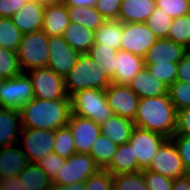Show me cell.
Segmentation results:
<instances>
[{
  "instance_id": "6da1fadb",
  "label": "cell",
  "mask_w": 190,
  "mask_h": 190,
  "mask_svg": "<svg viewBox=\"0 0 190 190\" xmlns=\"http://www.w3.org/2000/svg\"><path fill=\"white\" fill-rule=\"evenodd\" d=\"M177 111L169 95L139 99L134 124L167 138L175 134Z\"/></svg>"
},
{
  "instance_id": "7a4b0ae2",
  "label": "cell",
  "mask_w": 190,
  "mask_h": 190,
  "mask_svg": "<svg viewBox=\"0 0 190 190\" xmlns=\"http://www.w3.org/2000/svg\"><path fill=\"white\" fill-rule=\"evenodd\" d=\"M22 128L55 131L67 126L71 114L70 99L43 100L33 98L21 109Z\"/></svg>"
},
{
  "instance_id": "3957f363",
  "label": "cell",
  "mask_w": 190,
  "mask_h": 190,
  "mask_svg": "<svg viewBox=\"0 0 190 190\" xmlns=\"http://www.w3.org/2000/svg\"><path fill=\"white\" fill-rule=\"evenodd\" d=\"M111 83L107 73L89 54H80L75 66L64 76L65 90L69 97L84 89L105 90Z\"/></svg>"
},
{
  "instance_id": "277c9868",
  "label": "cell",
  "mask_w": 190,
  "mask_h": 190,
  "mask_svg": "<svg viewBox=\"0 0 190 190\" xmlns=\"http://www.w3.org/2000/svg\"><path fill=\"white\" fill-rule=\"evenodd\" d=\"M71 113L92 119L98 125L104 123L113 113L107 103L105 90L84 89L70 96Z\"/></svg>"
},
{
  "instance_id": "5b68a950",
  "label": "cell",
  "mask_w": 190,
  "mask_h": 190,
  "mask_svg": "<svg viewBox=\"0 0 190 190\" xmlns=\"http://www.w3.org/2000/svg\"><path fill=\"white\" fill-rule=\"evenodd\" d=\"M48 42L49 37L42 30L23 34L16 51L23 73L47 67L49 61Z\"/></svg>"
},
{
  "instance_id": "8992f818",
  "label": "cell",
  "mask_w": 190,
  "mask_h": 190,
  "mask_svg": "<svg viewBox=\"0 0 190 190\" xmlns=\"http://www.w3.org/2000/svg\"><path fill=\"white\" fill-rule=\"evenodd\" d=\"M34 98L31 78L27 73H21L0 82L1 108L21 109Z\"/></svg>"
},
{
  "instance_id": "52a82bcc",
  "label": "cell",
  "mask_w": 190,
  "mask_h": 190,
  "mask_svg": "<svg viewBox=\"0 0 190 190\" xmlns=\"http://www.w3.org/2000/svg\"><path fill=\"white\" fill-rule=\"evenodd\" d=\"M100 168L90 154L75 153L65 160L57 175L52 179L53 185H69L76 182L84 183Z\"/></svg>"
},
{
  "instance_id": "ba28073f",
  "label": "cell",
  "mask_w": 190,
  "mask_h": 190,
  "mask_svg": "<svg viewBox=\"0 0 190 190\" xmlns=\"http://www.w3.org/2000/svg\"><path fill=\"white\" fill-rule=\"evenodd\" d=\"M31 78L34 98L43 100L70 99L64 85V77L48 67L28 71Z\"/></svg>"
},
{
  "instance_id": "9c48e42d",
  "label": "cell",
  "mask_w": 190,
  "mask_h": 190,
  "mask_svg": "<svg viewBox=\"0 0 190 190\" xmlns=\"http://www.w3.org/2000/svg\"><path fill=\"white\" fill-rule=\"evenodd\" d=\"M55 131L47 129L22 128L18 144L27 155L29 162L36 163L44 156L53 153Z\"/></svg>"
},
{
  "instance_id": "30bf717a",
  "label": "cell",
  "mask_w": 190,
  "mask_h": 190,
  "mask_svg": "<svg viewBox=\"0 0 190 190\" xmlns=\"http://www.w3.org/2000/svg\"><path fill=\"white\" fill-rule=\"evenodd\" d=\"M167 139V137L160 133L135 126L128 142L133 146V153L134 157L137 159L138 171L148 168L161 145Z\"/></svg>"
},
{
  "instance_id": "8fae6325",
  "label": "cell",
  "mask_w": 190,
  "mask_h": 190,
  "mask_svg": "<svg viewBox=\"0 0 190 190\" xmlns=\"http://www.w3.org/2000/svg\"><path fill=\"white\" fill-rule=\"evenodd\" d=\"M157 38L153 31L143 23H123L120 50L145 57Z\"/></svg>"
},
{
  "instance_id": "7c38bea8",
  "label": "cell",
  "mask_w": 190,
  "mask_h": 190,
  "mask_svg": "<svg viewBox=\"0 0 190 190\" xmlns=\"http://www.w3.org/2000/svg\"><path fill=\"white\" fill-rule=\"evenodd\" d=\"M146 170L159 173L171 179L186 175L183 162L175 143L170 138L161 145Z\"/></svg>"
},
{
  "instance_id": "4fadbf2b",
  "label": "cell",
  "mask_w": 190,
  "mask_h": 190,
  "mask_svg": "<svg viewBox=\"0 0 190 190\" xmlns=\"http://www.w3.org/2000/svg\"><path fill=\"white\" fill-rule=\"evenodd\" d=\"M105 96L113 115L134 121L139 97L128 85L111 83L105 89Z\"/></svg>"
},
{
  "instance_id": "5bb4252c",
  "label": "cell",
  "mask_w": 190,
  "mask_h": 190,
  "mask_svg": "<svg viewBox=\"0 0 190 190\" xmlns=\"http://www.w3.org/2000/svg\"><path fill=\"white\" fill-rule=\"evenodd\" d=\"M48 47L47 67L60 76H66L75 66L80 54L67 44L62 35L49 37Z\"/></svg>"
},
{
  "instance_id": "9a60e30c",
  "label": "cell",
  "mask_w": 190,
  "mask_h": 190,
  "mask_svg": "<svg viewBox=\"0 0 190 190\" xmlns=\"http://www.w3.org/2000/svg\"><path fill=\"white\" fill-rule=\"evenodd\" d=\"M67 126L70 128L76 153L89 154L93 143L100 136V125L92 119L70 114Z\"/></svg>"
},
{
  "instance_id": "2e32d148",
  "label": "cell",
  "mask_w": 190,
  "mask_h": 190,
  "mask_svg": "<svg viewBox=\"0 0 190 190\" xmlns=\"http://www.w3.org/2000/svg\"><path fill=\"white\" fill-rule=\"evenodd\" d=\"M187 53V49L167 38L157 39L144 57V64L178 63Z\"/></svg>"
},
{
  "instance_id": "e0dca14e",
  "label": "cell",
  "mask_w": 190,
  "mask_h": 190,
  "mask_svg": "<svg viewBox=\"0 0 190 190\" xmlns=\"http://www.w3.org/2000/svg\"><path fill=\"white\" fill-rule=\"evenodd\" d=\"M115 67L112 83L128 85L144 67V58L119 49L115 57Z\"/></svg>"
},
{
  "instance_id": "ac0fdd59",
  "label": "cell",
  "mask_w": 190,
  "mask_h": 190,
  "mask_svg": "<svg viewBox=\"0 0 190 190\" xmlns=\"http://www.w3.org/2000/svg\"><path fill=\"white\" fill-rule=\"evenodd\" d=\"M45 6L34 0H28L26 4L11 18L14 25L23 33L42 30Z\"/></svg>"
},
{
  "instance_id": "d6986e66",
  "label": "cell",
  "mask_w": 190,
  "mask_h": 190,
  "mask_svg": "<svg viewBox=\"0 0 190 190\" xmlns=\"http://www.w3.org/2000/svg\"><path fill=\"white\" fill-rule=\"evenodd\" d=\"M21 131L20 110L0 108V149L18 143Z\"/></svg>"
},
{
  "instance_id": "ffe728a7",
  "label": "cell",
  "mask_w": 190,
  "mask_h": 190,
  "mask_svg": "<svg viewBox=\"0 0 190 190\" xmlns=\"http://www.w3.org/2000/svg\"><path fill=\"white\" fill-rule=\"evenodd\" d=\"M29 163L18 143L0 149V179L18 176Z\"/></svg>"
},
{
  "instance_id": "44dd1931",
  "label": "cell",
  "mask_w": 190,
  "mask_h": 190,
  "mask_svg": "<svg viewBox=\"0 0 190 190\" xmlns=\"http://www.w3.org/2000/svg\"><path fill=\"white\" fill-rule=\"evenodd\" d=\"M69 25L68 8L64 3L45 6L42 31L48 37L63 35Z\"/></svg>"
},
{
  "instance_id": "7402d4cb",
  "label": "cell",
  "mask_w": 190,
  "mask_h": 190,
  "mask_svg": "<svg viewBox=\"0 0 190 190\" xmlns=\"http://www.w3.org/2000/svg\"><path fill=\"white\" fill-rule=\"evenodd\" d=\"M128 86L137 94L139 99L164 96L168 94V86L156 77L152 76L145 66L130 81Z\"/></svg>"
},
{
  "instance_id": "603a6c76",
  "label": "cell",
  "mask_w": 190,
  "mask_h": 190,
  "mask_svg": "<svg viewBox=\"0 0 190 190\" xmlns=\"http://www.w3.org/2000/svg\"><path fill=\"white\" fill-rule=\"evenodd\" d=\"M156 0H122L118 20L123 23H143L154 11Z\"/></svg>"
},
{
  "instance_id": "cb8c5ba5",
  "label": "cell",
  "mask_w": 190,
  "mask_h": 190,
  "mask_svg": "<svg viewBox=\"0 0 190 190\" xmlns=\"http://www.w3.org/2000/svg\"><path fill=\"white\" fill-rule=\"evenodd\" d=\"M135 124L122 116L112 115L100 125L101 134L107 136L117 145L127 143L133 133Z\"/></svg>"
},
{
  "instance_id": "d4e9b609",
  "label": "cell",
  "mask_w": 190,
  "mask_h": 190,
  "mask_svg": "<svg viewBox=\"0 0 190 190\" xmlns=\"http://www.w3.org/2000/svg\"><path fill=\"white\" fill-rule=\"evenodd\" d=\"M62 36L79 54H88L95 43V31L73 22H70Z\"/></svg>"
},
{
  "instance_id": "484cf974",
  "label": "cell",
  "mask_w": 190,
  "mask_h": 190,
  "mask_svg": "<svg viewBox=\"0 0 190 190\" xmlns=\"http://www.w3.org/2000/svg\"><path fill=\"white\" fill-rule=\"evenodd\" d=\"M105 169L112 175L137 172L138 164L133 146L129 142L118 145L110 164Z\"/></svg>"
},
{
  "instance_id": "4316f807",
  "label": "cell",
  "mask_w": 190,
  "mask_h": 190,
  "mask_svg": "<svg viewBox=\"0 0 190 190\" xmlns=\"http://www.w3.org/2000/svg\"><path fill=\"white\" fill-rule=\"evenodd\" d=\"M18 177L24 190H49L53 187L52 179L36 163L30 162Z\"/></svg>"
},
{
  "instance_id": "83f0119b",
  "label": "cell",
  "mask_w": 190,
  "mask_h": 190,
  "mask_svg": "<svg viewBox=\"0 0 190 190\" xmlns=\"http://www.w3.org/2000/svg\"><path fill=\"white\" fill-rule=\"evenodd\" d=\"M123 33V22L116 20H105V22L95 30V43L119 50Z\"/></svg>"
},
{
  "instance_id": "f1b7e54d",
  "label": "cell",
  "mask_w": 190,
  "mask_h": 190,
  "mask_svg": "<svg viewBox=\"0 0 190 190\" xmlns=\"http://www.w3.org/2000/svg\"><path fill=\"white\" fill-rule=\"evenodd\" d=\"M70 22L80 24L90 30H97L105 19L95 7L67 6Z\"/></svg>"
},
{
  "instance_id": "f546056e",
  "label": "cell",
  "mask_w": 190,
  "mask_h": 190,
  "mask_svg": "<svg viewBox=\"0 0 190 190\" xmlns=\"http://www.w3.org/2000/svg\"><path fill=\"white\" fill-rule=\"evenodd\" d=\"M118 145L112 142L107 136H100L93 143L89 154L94 158L96 165L100 169H105L111 162Z\"/></svg>"
},
{
  "instance_id": "4dcf8cb0",
  "label": "cell",
  "mask_w": 190,
  "mask_h": 190,
  "mask_svg": "<svg viewBox=\"0 0 190 190\" xmlns=\"http://www.w3.org/2000/svg\"><path fill=\"white\" fill-rule=\"evenodd\" d=\"M89 56L100 66L112 80L115 72V57L117 50L94 43L88 52Z\"/></svg>"
},
{
  "instance_id": "1f68e13d",
  "label": "cell",
  "mask_w": 190,
  "mask_h": 190,
  "mask_svg": "<svg viewBox=\"0 0 190 190\" xmlns=\"http://www.w3.org/2000/svg\"><path fill=\"white\" fill-rule=\"evenodd\" d=\"M23 33L14 25L12 18H0V47L17 51Z\"/></svg>"
},
{
  "instance_id": "d6a6232c",
  "label": "cell",
  "mask_w": 190,
  "mask_h": 190,
  "mask_svg": "<svg viewBox=\"0 0 190 190\" xmlns=\"http://www.w3.org/2000/svg\"><path fill=\"white\" fill-rule=\"evenodd\" d=\"M172 22L173 18L165 10L156 6L145 23L153 31L157 39H165Z\"/></svg>"
},
{
  "instance_id": "836d02e7",
  "label": "cell",
  "mask_w": 190,
  "mask_h": 190,
  "mask_svg": "<svg viewBox=\"0 0 190 190\" xmlns=\"http://www.w3.org/2000/svg\"><path fill=\"white\" fill-rule=\"evenodd\" d=\"M167 39L187 48L190 44V13L174 18Z\"/></svg>"
},
{
  "instance_id": "e575fe53",
  "label": "cell",
  "mask_w": 190,
  "mask_h": 190,
  "mask_svg": "<svg viewBox=\"0 0 190 190\" xmlns=\"http://www.w3.org/2000/svg\"><path fill=\"white\" fill-rule=\"evenodd\" d=\"M53 153L67 159L76 153L74 138L68 126L55 130Z\"/></svg>"
},
{
  "instance_id": "d590c367",
  "label": "cell",
  "mask_w": 190,
  "mask_h": 190,
  "mask_svg": "<svg viewBox=\"0 0 190 190\" xmlns=\"http://www.w3.org/2000/svg\"><path fill=\"white\" fill-rule=\"evenodd\" d=\"M21 73L17 52L0 47V77L10 79Z\"/></svg>"
},
{
  "instance_id": "8d00e7d4",
  "label": "cell",
  "mask_w": 190,
  "mask_h": 190,
  "mask_svg": "<svg viewBox=\"0 0 190 190\" xmlns=\"http://www.w3.org/2000/svg\"><path fill=\"white\" fill-rule=\"evenodd\" d=\"M113 187L117 190H149L142 171L113 175Z\"/></svg>"
},
{
  "instance_id": "74e56055",
  "label": "cell",
  "mask_w": 190,
  "mask_h": 190,
  "mask_svg": "<svg viewBox=\"0 0 190 190\" xmlns=\"http://www.w3.org/2000/svg\"><path fill=\"white\" fill-rule=\"evenodd\" d=\"M168 95L176 111L190 107V83L175 81L168 87Z\"/></svg>"
},
{
  "instance_id": "f35d334b",
  "label": "cell",
  "mask_w": 190,
  "mask_h": 190,
  "mask_svg": "<svg viewBox=\"0 0 190 190\" xmlns=\"http://www.w3.org/2000/svg\"><path fill=\"white\" fill-rule=\"evenodd\" d=\"M149 73L165 83L168 87L176 81L178 63L144 64Z\"/></svg>"
},
{
  "instance_id": "ab89813d",
  "label": "cell",
  "mask_w": 190,
  "mask_h": 190,
  "mask_svg": "<svg viewBox=\"0 0 190 190\" xmlns=\"http://www.w3.org/2000/svg\"><path fill=\"white\" fill-rule=\"evenodd\" d=\"M84 185L86 190H110L113 186V175L106 169H99Z\"/></svg>"
},
{
  "instance_id": "60d3db41",
  "label": "cell",
  "mask_w": 190,
  "mask_h": 190,
  "mask_svg": "<svg viewBox=\"0 0 190 190\" xmlns=\"http://www.w3.org/2000/svg\"><path fill=\"white\" fill-rule=\"evenodd\" d=\"M156 6L165 10L173 19L190 13L189 0H156Z\"/></svg>"
},
{
  "instance_id": "b9f144b4",
  "label": "cell",
  "mask_w": 190,
  "mask_h": 190,
  "mask_svg": "<svg viewBox=\"0 0 190 190\" xmlns=\"http://www.w3.org/2000/svg\"><path fill=\"white\" fill-rule=\"evenodd\" d=\"M144 182L149 190H171L173 179L149 170H142Z\"/></svg>"
},
{
  "instance_id": "7bdbcfd3",
  "label": "cell",
  "mask_w": 190,
  "mask_h": 190,
  "mask_svg": "<svg viewBox=\"0 0 190 190\" xmlns=\"http://www.w3.org/2000/svg\"><path fill=\"white\" fill-rule=\"evenodd\" d=\"M65 158L57 155L56 153H50L44 156L36 162V164L47 174L50 179H53L61 166L65 164Z\"/></svg>"
},
{
  "instance_id": "ee69618b",
  "label": "cell",
  "mask_w": 190,
  "mask_h": 190,
  "mask_svg": "<svg viewBox=\"0 0 190 190\" xmlns=\"http://www.w3.org/2000/svg\"><path fill=\"white\" fill-rule=\"evenodd\" d=\"M122 0H97L96 10L105 20H116L119 17Z\"/></svg>"
},
{
  "instance_id": "f6af8a7d",
  "label": "cell",
  "mask_w": 190,
  "mask_h": 190,
  "mask_svg": "<svg viewBox=\"0 0 190 190\" xmlns=\"http://www.w3.org/2000/svg\"><path fill=\"white\" fill-rule=\"evenodd\" d=\"M170 139L175 143L186 174L190 175V136L173 135Z\"/></svg>"
},
{
  "instance_id": "bcb514c9",
  "label": "cell",
  "mask_w": 190,
  "mask_h": 190,
  "mask_svg": "<svg viewBox=\"0 0 190 190\" xmlns=\"http://www.w3.org/2000/svg\"><path fill=\"white\" fill-rule=\"evenodd\" d=\"M174 135L190 136V107L177 111L176 129Z\"/></svg>"
},
{
  "instance_id": "7dc6e473",
  "label": "cell",
  "mask_w": 190,
  "mask_h": 190,
  "mask_svg": "<svg viewBox=\"0 0 190 190\" xmlns=\"http://www.w3.org/2000/svg\"><path fill=\"white\" fill-rule=\"evenodd\" d=\"M28 0H0V18H11Z\"/></svg>"
},
{
  "instance_id": "c3c4849f",
  "label": "cell",
  "mask_w": 190,
  "mask_h": 190,
  "mask_svg": "<svg viewBox=\"0 0 190 190\" xmlns=\"http://www.w3.org/2000/svg\"><path fill=\"white\" fill-rule=\"evenodd\" d=\"M176 81L190 83V54L185 56L178 62Z\"/></svg>"
},
{
  "instance_id": "681fc988",
  "label": "cell",
  "mask_w": 190,
  "mask_h": 190,
  "mask_svg": "<svg viewBox=\"0 0 190 190\" xmlns=\"http://www.w3.org/2000/svg\"><path fill=\"white\" fill-rule=\"evenodd\" d=\"M0 187L3 190H24L18 176L1 178Z\"/></svg>"
},
{
  "instance_id": "f907efd6",
  "label": "cell",
  "mask_w": 190,
  "mask_h": 190,
  "mask_svg": "<svg viewBox=\"0 0 190 190\" xmlns=\"http://www.w3.org/2000/svg\"><path fill=\"white\" fill-rule=\"evenodd\" d=\"M171 190H190V175L178 177L173 179Z\"/></svg>"
},
{
  "instance_id": "816d5d0a",
  "label": "cell",
  "mask_w": 190,
  "mask_h": 190,
  "mask_svg": "<svg viewBox=\"0 0 190 190\" xmlns=\"http://www.w3.org/2000/svg\"><path fill=\"white\" fill-rule=\"evenodd\" d=\"M97 0H64L66 6L94 7Z\"/></svg>"
},
{
  "instance_id": "f5cc1de1",
  "label": "cell",
  "mask_w": 190,
  "mask_h": 190,
  "mask_svg": "<svg viewBox=\"0 0 190 190\" xmlns=\"http://www.w3.org/2000/svg\"><path fill=\"white\" fill-rule=\"evenodd\" d=\"M57 190H86L84 183L76 182L69 185H53Z\"/></svg>"
},
{
  "instance_id": "db71d44e",
  "label": "cell",
  "mask_w": 190,
  "mask_h": 190,
  "mask_svg": "<svg viewBox=\"0 0 190 190\" xmlns=\"http://www.w3.org/2000/svg\"><path fill=\"white\" fill-rule=\"evenodd\" d=\"M44 6L64 3V0H34Z\"/></svg>"
},
{
  "instance_id": "11a10c76",
  "label": "cell",
  "mask_w": 190,
  "mask_h": 190,
  "mask_svg": "<svg viewBox=\"0 0 190 190\" xmlns=\"http://www.w3.org/2000/svg\"><path fill=\"white\" fill-rule=\"evenodd\" d=\"M186 49H187V53L190 54V44H189V46Z\"/></svg>"
},
{
  "instance_id": "9f6ffc18",
  "label": "cell",
  "mask_w": 190,
  "mask_h": 190,
  "mask_svg": "<svg viewBox=\"0 0 190 190\" xmlns=\"http://www.w3.org/2000/svg\"><path fill=\"white\" fill-rule=\"evenodd\" d=\"M49 190H57L55 187L50 188Z\"/></svg>"
},
{
  "instance_id": "6f0895ef",
  "label": "cell",
  "mask_w": 190,
  "mask_h": 190,
  "mask_svg": "<svg viewBox=\"0 0 190 190\" xmlns=\"http://www.w3.org/2000/svg\"><path fill=\"white\" fill-rule=\"evenodd\" d=\"M110 190H117L115 187L112 186V188Z\"/></svg>"
}]
</instances>
